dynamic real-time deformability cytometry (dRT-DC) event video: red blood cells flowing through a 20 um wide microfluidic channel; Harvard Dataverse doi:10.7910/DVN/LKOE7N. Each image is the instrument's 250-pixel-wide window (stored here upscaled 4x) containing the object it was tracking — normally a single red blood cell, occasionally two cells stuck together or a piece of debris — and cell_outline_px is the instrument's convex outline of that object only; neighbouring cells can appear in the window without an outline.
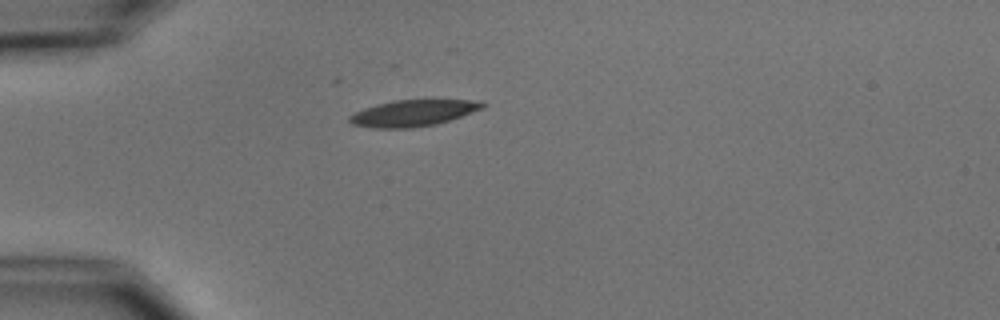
{"species": "common noctule bat (a hibernating species)", "species_latin": "Nyctalus noctula", "temperature_condition": "cold", "stored_images_in_passage": 1, "camera_frame_rate_fps": 3000, "um_per_image_px": 0.085, "animal": {"sex": "male", "body_mass_g": 15.6}, "frame": {"image": 1, "passage_image": 1, "time_ms": 0.0, "image_size_px": [1000, 320], "cell_outline_px": [[488, 104], [484, 108], [436, 124], [412, 128], [376, 128], [352, 124], [348, 120], [348, 116], [364, 108], [376, 104], [392, 100], [432, 96], [484, 100]], "centroid_in_image_um": [35.25, 9.52], "position_along_channel_um": 49.7, "area_um2": 21.79}}